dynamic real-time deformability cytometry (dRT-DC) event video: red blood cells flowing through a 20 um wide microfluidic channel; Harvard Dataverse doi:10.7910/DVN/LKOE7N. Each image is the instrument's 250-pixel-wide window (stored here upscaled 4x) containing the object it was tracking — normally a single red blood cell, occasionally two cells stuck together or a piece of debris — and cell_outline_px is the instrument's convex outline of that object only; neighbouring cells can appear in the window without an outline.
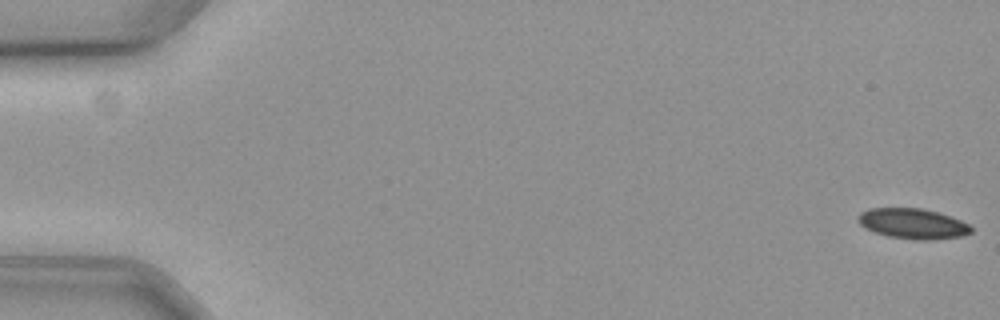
{"species": "common noctule bat (a hibernating species)", "species_latin": "Nyctalus noctula", "temperature_condition": "cold", "stored_images_in_passage": 54, "camera_frame_rate_fps": 3000, "um_per_image_px": 0.085, "animal": {"sex": "female", "body_mass_g": 19.3, "forearm_length_mm": 54.1}, "frame": {"image": 1, "passage_image": 1, "time_ms": 0.0, "image_size_px": [1000, 320], "cell_outline_px": [[972, 232], [960, 236], [932, 240], [924, 240], [888, 236], [876, 232], [860, 224], [860, 212], [868, 208], [920, 208], [936, 212], [960, 220], [968, 224], [972, 228]], "centroid_in_image_um": [77.61, 19.0], "position_along_channel_um": 7.4, "area_um2": 19.48}}
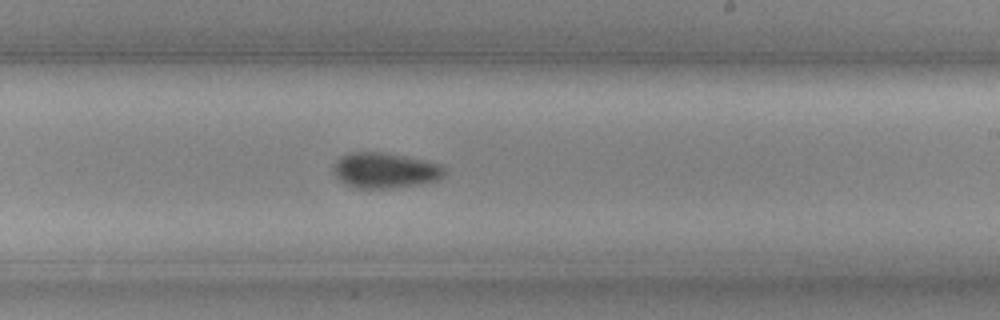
{"frame": {"image": 2, "passage_image": 36, "time_ms": 11.667, "image_size_px": [1000, 320], "cell_outline_px": [[444, 176], [436, 180], [416, 184], [388, 188], [356, 188], [344, 184], [332, 172], [332, 164], [340, 156], [352, 152], [380, 152], [424, 160], [440, 164], [444, 168]], "centroid_in_image_um": [32.65, 14.48], "position_along_channel_um": 256.4, "area_um2": 22.77}}
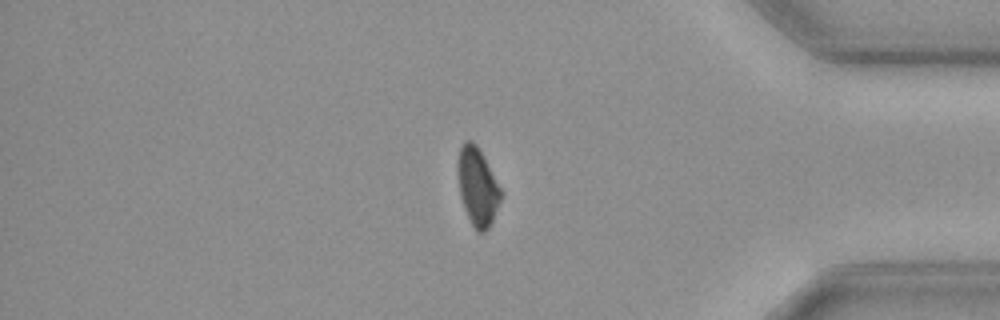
{"frame": {"image": 3, "passage_image": 50, "time_ms": 16.333, "image_size_px": [1000, 320], "cell_outline_px": [[500, 200], [492, 220], [488, 228], [484, 232], [476, 232], [464, 208], [460, 196], [456, 164], [460, 148], [464, 140], [472, 140], [476, 144], [500, 188]], "centroid_in_image_um": [40.54, 15.85], "position_along_channel_um": 394.7, "area_um2": 19.13}}